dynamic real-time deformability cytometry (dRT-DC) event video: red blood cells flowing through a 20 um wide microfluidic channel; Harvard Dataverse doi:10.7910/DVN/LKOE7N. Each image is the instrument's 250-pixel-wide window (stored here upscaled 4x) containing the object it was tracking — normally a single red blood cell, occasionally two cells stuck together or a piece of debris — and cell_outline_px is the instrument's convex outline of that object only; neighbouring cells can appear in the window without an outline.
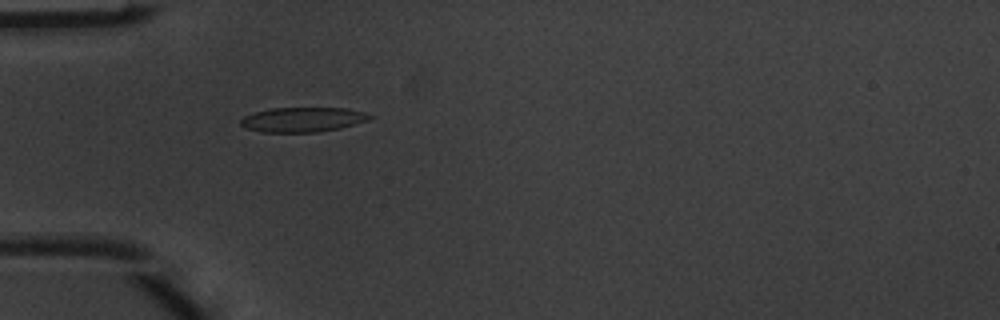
{"species": "common noctule bat (a hibernating species)", "species_latin": "Nyctalus noctula", "temperature_condition": "warm", "stored_images_in_passage": 5, "camera_frame_rate_fps": 3000, "um_per_image_px": 0.085, "animal": {"sex": "male", "body_mass_g": 20.1, "forearm_length_mm": 53.5}, "frame": {"image": 1, "passage_image": 5, "time_ms": 1.333, "image_size_px": [1000, 320], "cell_outline_px": [[376, 116], [368, 120], [340, 128], [320, 132], [260, 132], [244, 128], [240, 124], [240, 120], [244, 116], [256, 112], [272, 108], [344, 108], [364, 112]], "centroid_in_image_um": [25.73, 10.17], "position_along_channel_um": 59.3, "area_um2": 18.61}}